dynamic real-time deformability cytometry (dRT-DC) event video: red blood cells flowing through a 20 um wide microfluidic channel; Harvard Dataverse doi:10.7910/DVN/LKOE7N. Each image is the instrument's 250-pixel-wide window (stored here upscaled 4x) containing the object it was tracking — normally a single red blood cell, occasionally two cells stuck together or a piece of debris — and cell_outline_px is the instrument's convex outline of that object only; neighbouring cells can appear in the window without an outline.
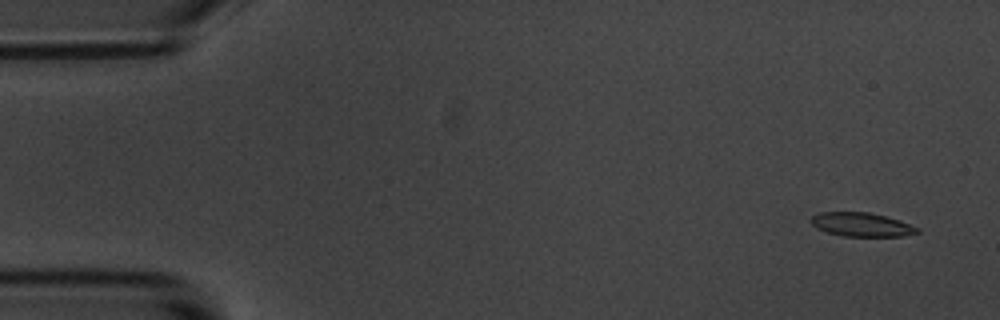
{"species": "common noctule bat (a hibernating species)", "species_latin": "Nyctalus noctula", "temperature_condition": "room temperature", "stored_images_in_passage": 4, "camera_frame_rate_fps": 3000, "um_per_image_px": 0.085, "animal": {"sex": "male", "body_mass_g": 20.1, "forearm_length_mm": 53.5}, "frame": {"image": 1, "passage_image": 1, "time_ms": 0.0, "image_size_px": [1000, 320], "cell_outline_px": [[920, 232], [904, 236], [844, 236], [828, 232], [816, 228], [812, 224], [812, 216], [820, 212], [868, 212], [900, 220], [920, 228]], "centroid_in_image_um": [73.27, 19.09], "position_along_channel_um": 11.7, "area_um2": 14.68}}
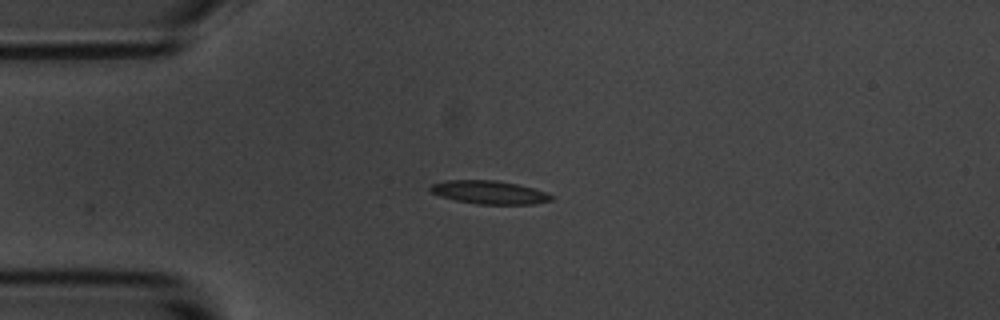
{"frame": {"image": 2, "passage_image": 4, "time_ms": 3.667, "image_size_px": [1000, 320], "cell_outline_px": [[552, 200], [532, 204], [476, 204], [456, 200], [440, 196], [432, 192], [428, 188], [432, 184], [448, 180], [496, 180], [516, 184], [532, 188], [544, 192], [552, 196]], "centroid_in_image_um": [41.55, 16.35], "position_along_channel_um": 43.4, "area_um2": 16.18}}